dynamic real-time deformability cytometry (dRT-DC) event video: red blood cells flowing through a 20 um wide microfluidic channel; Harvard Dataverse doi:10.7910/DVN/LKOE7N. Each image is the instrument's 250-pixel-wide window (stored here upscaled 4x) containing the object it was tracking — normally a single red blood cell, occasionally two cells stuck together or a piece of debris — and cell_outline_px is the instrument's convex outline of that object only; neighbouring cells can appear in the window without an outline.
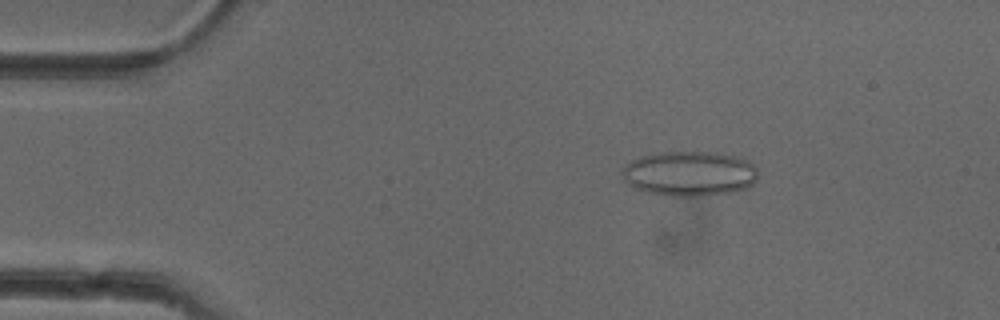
{"species": "common noctule bat (a hibernating species)", "species_latin": "Nyctalus noctula", "temperature_condition": "cold", "stored_images_in_passage": 51, "camera_frame_rate_fps": 3000, "um_per_image_px": 0.085, "animal": {"sex": "female"}, "frame": {"image": 1, "passage_image": 8, "time_ms": 2.333, "image_size_px": [1000, 320], "cell_outline_px": [[756, 180], [752, 184], [744, 188], [732, 192], [696, 196], [668, 196], [648, 192], [636, 188], [628, 184], [624, 180], [620, 172], [632, 160], [640, 156], [660, 152], [716, 152], [736, 156], [748, 160], [756, 164]], "centroid_in_image_um": [58.61, 14.74], "position_along_channel_um": 26.4, "area_um2": 35.6}}
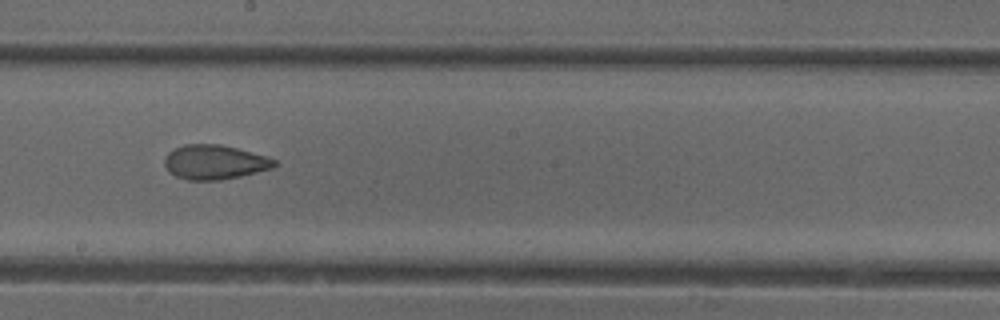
{"frame": {"image": 2, "passage_image": 28, "time_ms": 9.0, "image_size_px": [1000, 320], "cell_outline_px": [[276, 164], [272, 168], [240, 176], [220, 180], [188, 180], [176, 176], [168, 172], [164, 164], [164, 156], [168, 152], [184, 144], [220, 144], [236, 148], [264, 156], [276, 160]], "centroid_in_image_um": [18.18, 13.78], "position_along_channel_um": 230.0, "area_um2": 21.91}}
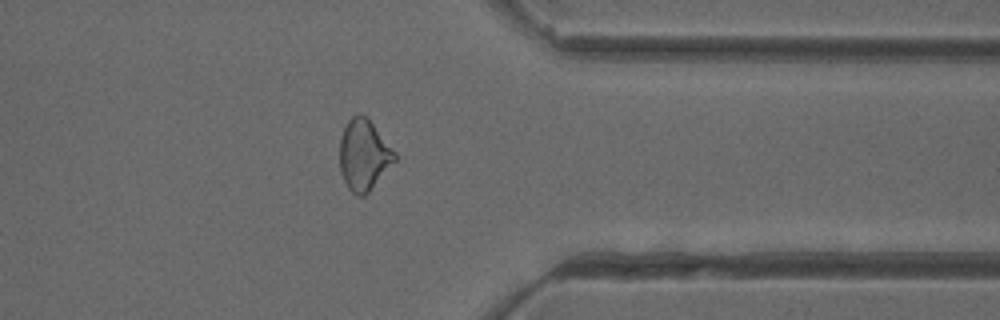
{"frame": {"image": 3, "passage_image": 40, "time_ms": 13.0, "image_size_px": [1000, 320], "cell_outline_px": [[396, 160], [368, 192], [364, 196], [356, 196], [348, 188], [340, 172], [340, 140], [344, 128], [348, 120], [356, 112], [360, 112], [368, 116], [396, 152]], "centroid_in_image_um": [30.93, 13.13], "position_along_channel_um": 380.5, "area_um2": 22.95}, "authors_computed_cell_mechanics": {"area_um2": 23.5824, "velocity_mm_per_s": 3.9908, "shape_relaxation_time_tau1_ms": null, "shape_relaxation_time_tau2_ms": 1.6172, "deformation_change_tau1": null, "deformation_change_tau2": 0.0677}}